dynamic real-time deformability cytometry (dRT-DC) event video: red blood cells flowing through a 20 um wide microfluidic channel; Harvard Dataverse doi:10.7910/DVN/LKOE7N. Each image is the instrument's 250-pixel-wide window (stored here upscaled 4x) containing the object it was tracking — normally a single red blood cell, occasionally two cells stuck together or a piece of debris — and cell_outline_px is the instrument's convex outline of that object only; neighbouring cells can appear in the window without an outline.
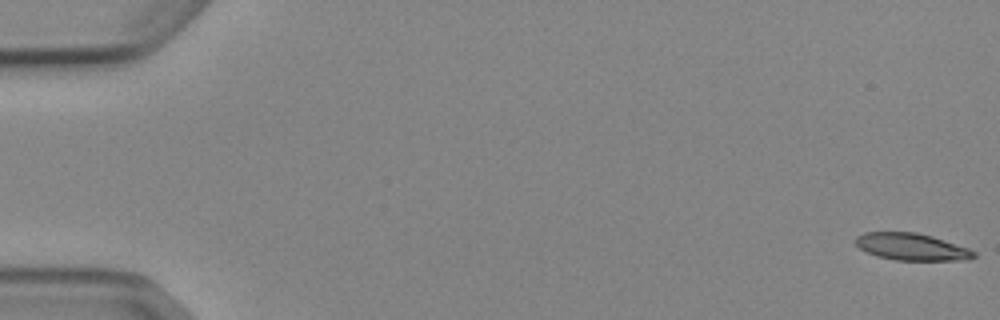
{"species": "Egyptian fruit bat (a non-hibernating species)", "species_latin": "Rousettus aegyptiacus", "temperature_condition": "cold", "stored_images_in_passage": 53, "camera_frame_rate_fps": 3000, "um_per_image_px": 0.085, "animal": {"sex": "female"}, "frame": {"image": 1, "passage_image": 1, "time_ms": 0.0, "image_size_px": [1000, 320], "cell_outline_px": [[976, 256], [968, 260], [896, 260], [876, 256], [860, 248], [856, 244], [856, 236], [864, 232], [916, 232], [932, 236], [968, 248], [976, 252]], "centroid_in_image_um": [77.49, 20.98], "position_along_channel_um": 7.5, "area_um2": 18.55}}
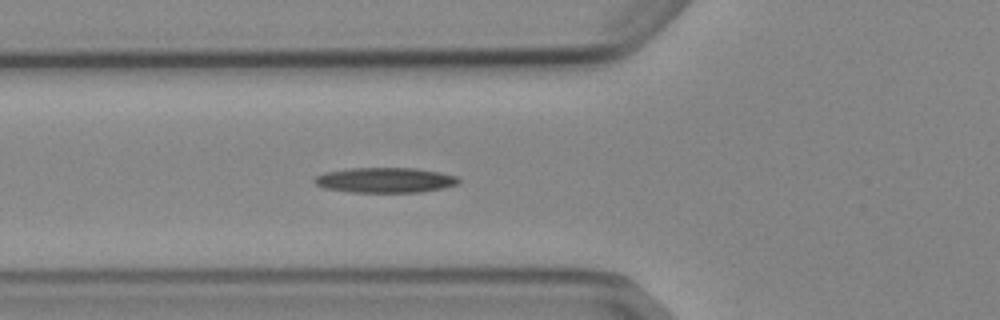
{"frame": {"image": 2, "passage_image": 20, "time_ms": 6.333, "image_size_px": [1000, 320], "cell_outline_px": [[460, 180], [456, 184], [440, 188], [420, 192], [348, 192], [324, 188], [316, 184], [312, 180], [316, 176], [324, 172], [348, 168], [416, 168], [440, 172], [456, 176]], "centroid_in_image_um": [32.68, 15.3], "position_along_channel_um": 93.1, "area_um2": 21.1}}
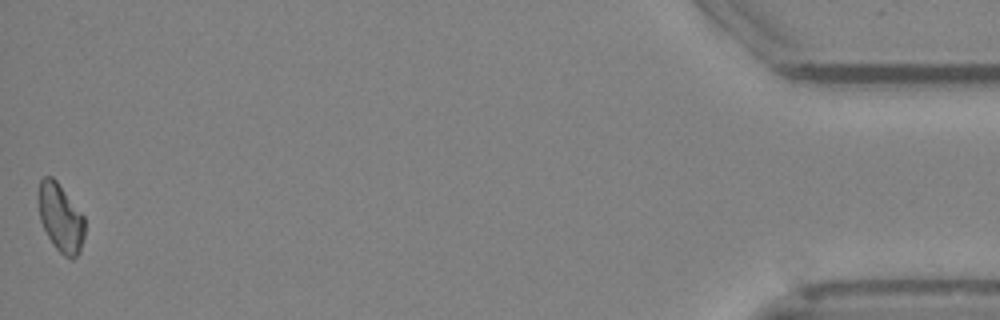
{"frame": {"image": 3, "passage_image": 53, "time_ms": 17.333, "image_size_px": [1000, 320], "cell_outline_px": [[84, 236], [80, 252], [72, 260], [64, 256], [56, 248], [48, 236], [40, 220], [36, 200], [36, 196], [40, 180], [44, 176], [52, 176], [56, 180], [84, 216]], "centroid_in_image_um": [5.12, 18.49], "position_along_channel_um": 430.1, "area_um2": 18.61}}